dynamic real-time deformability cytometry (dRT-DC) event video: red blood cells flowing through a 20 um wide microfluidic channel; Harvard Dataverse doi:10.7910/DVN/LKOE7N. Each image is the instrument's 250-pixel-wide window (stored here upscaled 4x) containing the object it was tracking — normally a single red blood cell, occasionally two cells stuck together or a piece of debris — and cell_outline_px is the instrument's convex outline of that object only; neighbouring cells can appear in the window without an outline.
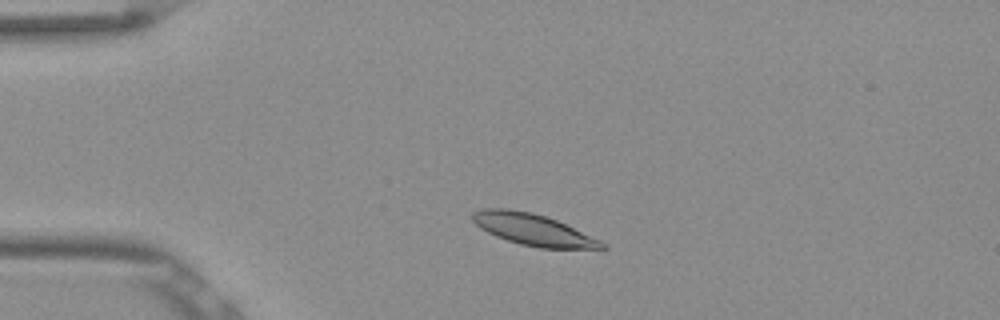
{"species": "Egyptian fruit bat (a non-hibernating species)", "species_latin": "Rousettus aegyptiacus", "temperature_condition": "room temperature", "stored_images_in_passage": 43, "camera_frame_rate_fps": 3000, "um_per_image_px": 0.085, "frame": {"image": 1, "passage_image": 2, "time_ms": 0.333, "image_size_px": [1000, 320], "cell_outline_px": [[608, 248], [540, 248], [520, 244], [496, 236], [480, 228], [472, 220], [472, 212], [480, 208], [504, 208], [532, 212], [556, 220], [600, 240]], "centroid_in_image_um": [45.25, 19.5], "position_along_channel_um": 39.7, "area_um2": 23.41}}
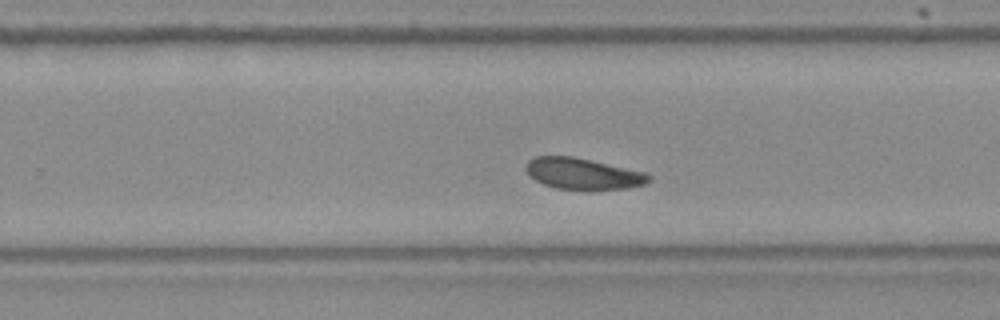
{"frame": {"image": 2, "passage_image": 24, "time_ms": 7.667, "image_size_px": [1000, 320], "cell_outline_px": [[652, 180], [644, 184], [628, 188], [556, 188], [544, 184], [528, 176], [524, 168], [528, 160], [536, 156], [572, 156], [648, 172], [652, 176]], "centroid_in_image_um": [49.55, 14.74], "position_along_channel_um": 280.2, "area_um2": 22.2}}
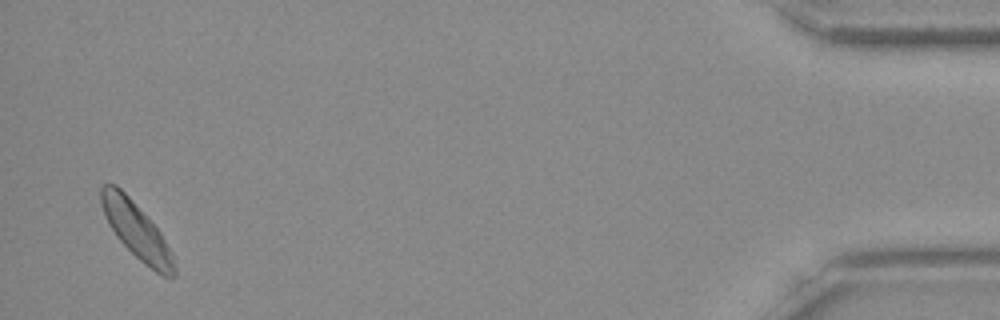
{"frame": {"image": 3, "passage_image": 42, "time_ms": 13.667, "image_size_px": [1000, 320], "cell_outline_px": [[176, 276], [164, 276], [156, 272], [144, 264], [116, 236], [108, 224], [104, 216], [100, 204], [100, 188], [104, 184], [116, 184], [132, 200], [160, 232], [172, 252], [176, 268]], "centroid_in_image_um": [11.58, 19.59], "position_along_channel_um": 423.6, "area_um2": 23.58}, "authors_computed_cell_mechanics": {"area_um2": 23.3512, "velocity_mm_per_s": 3.7464, "shape_relaxation_time_tau1_ms": 1.5719, "shape_relaxation_time_tau2_ms": null, "deformation_change_tau1": 0.0731, "deformation_change_tau2": null}}